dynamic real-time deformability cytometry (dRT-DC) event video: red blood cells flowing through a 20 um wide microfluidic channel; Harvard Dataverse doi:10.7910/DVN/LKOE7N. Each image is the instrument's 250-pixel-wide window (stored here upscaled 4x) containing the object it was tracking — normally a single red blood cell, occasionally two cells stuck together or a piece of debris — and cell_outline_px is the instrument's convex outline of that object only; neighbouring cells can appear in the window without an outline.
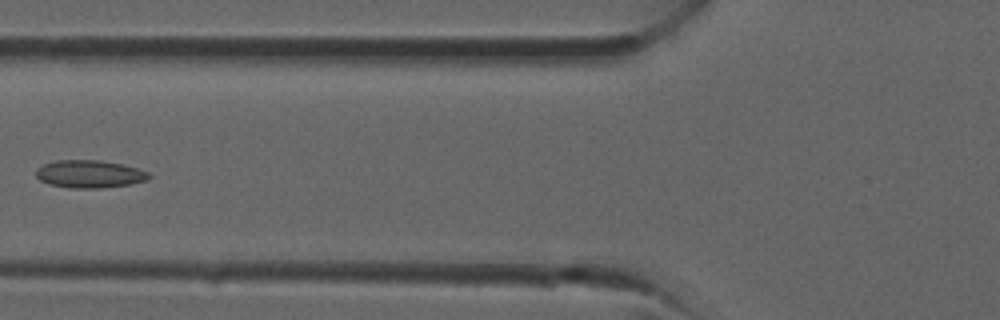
{"species": "common noctule bat (a hibernating species)", "species_latin": "Nyctalus noctula", "temperature_condition": "room temperature", "stored_images_in_passage": 36, "camera_frame_rate_fps": 3000, "um_per_image_px": 0.085, "animal": {"sex": "male", "forearm_length_mm": 52.5}, "frame": {"image": 1, "passage_image": 13, "time_ms": 4.0, "image_size_px": [1000, 320], "cell_outline_px": [[152, 176], [148, 180], [128, 184], [100, 188], [72, 188], [48, 184], [40, 180], [36, 176], [36, 172], [44, 164], [56, 160], [100, 160], [120, 164], [136, 168], [148, 172]], "centroid_in_image_um": [7.61, 14.79], "position_along_channel_um": 118.2, "area_um2": 18.03}}
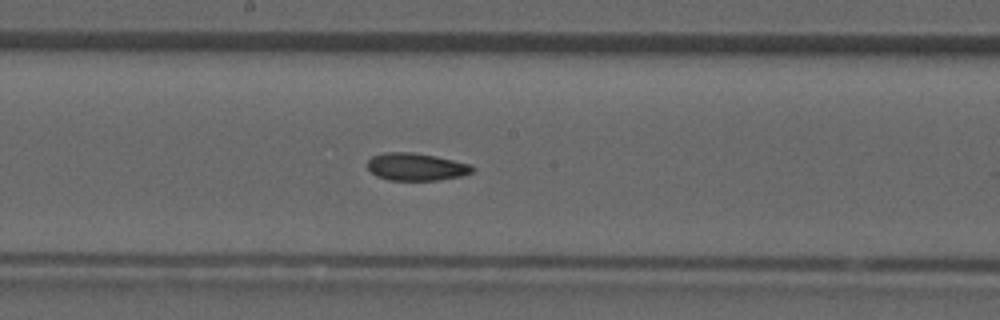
{"frame": {"image": 2, "passage_image": 18, "time_ms": 5.667, "image_size_px": [1000, 320], "cell_outline_px": [[476, 168], [472, 172], [460, 176], [436, 180], [388, 180], [376, 176], [368, 168], [368, 160], [372, 156], [384, 152], [412, 152], [436, 156], [472, 164]], "centroid_in_image_um": [35.38, 14.17], "position_along_channel_um": 212.8, "area_um2": 16.88}}
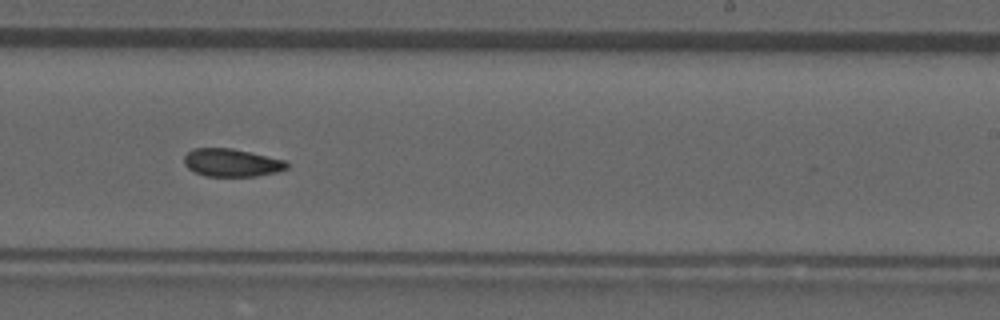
{"frame": {"image": 3, "passage_image": 21, "time_ms": 6.667, "image_size_px": [1000, 320], "cell_outline_px": [[288, 168], [276, 172], [256, 176], [204, 176], [188, 168], [184, 164], [184, 156], [192, 148], [232, 148], [284, 160], [288, 164]], "centroid_in_image_um": [19.66, 13.83], "position_along_channel_um": 269.3, "area_um2": 16.59}}